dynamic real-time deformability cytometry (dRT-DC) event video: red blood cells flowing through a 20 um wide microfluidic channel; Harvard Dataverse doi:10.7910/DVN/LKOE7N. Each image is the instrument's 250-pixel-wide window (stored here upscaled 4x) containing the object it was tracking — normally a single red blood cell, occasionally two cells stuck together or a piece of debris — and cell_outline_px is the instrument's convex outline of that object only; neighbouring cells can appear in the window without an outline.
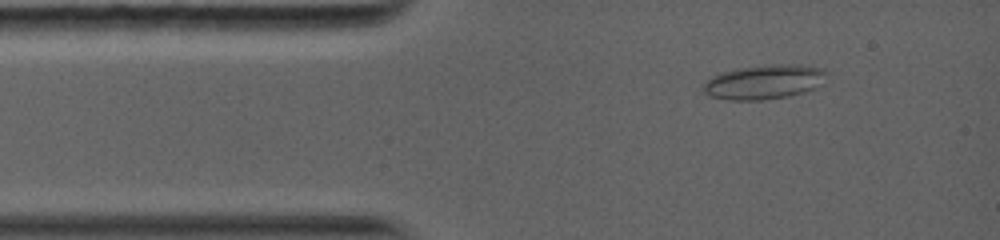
{"species": "common noctule bat (a hibernating species)", "species_latin": "Nyctalus noctula", "temperature_condition": "warm", "stored_images_in_passage": 6, "camera_frame_rate_fps": 5000, "um_per_image_px": 0.085, "animal": {"sex": "female", "body_mass_g": 19.0, "forearm_length_mm": 56.7}, "frame": {"image": 1, "passage_image": 2, "time_ms": 1.0, "image_size_px": [1000, 240], "cell_outline_px": [[828, 72], [816, 88], [788, 96], [760, 100], [728, 100], [708, 96], [704, 92], [704, 84], [712, 76], [724, 72], [740, 68], [772, 64], [796, 64], [820, 68]], "centroid_in_image_um": [64.94, 6.97], "position_along_channel_um": 20.1, "area_um2": 24.39}}
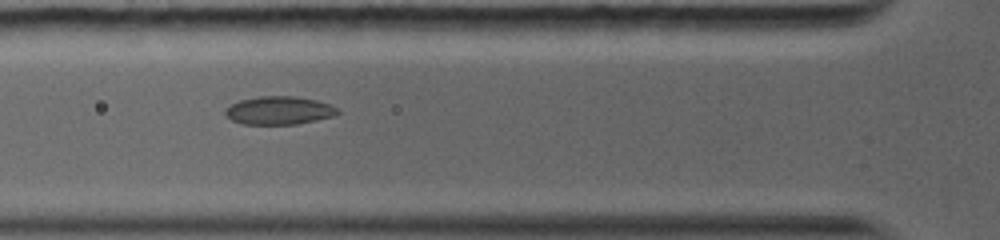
{"frame": {"image": 2, "passage_image": 5, "time_ms": 3.8, "image_size_px": [1000, 240], "cell_outline_px": [[340, 112], [332, 116], [316, 120], [296, 124], [244, 124], [232, 120], [224, 116], [224, 108], [240, 100], [260, 96], [296, 96], [316, 100], [328, 104], [336, 108]], "centroid_in_image_um": [23.67, 9.38], "position_along_channel_um": 102.1, "area_um2": 18.38}}
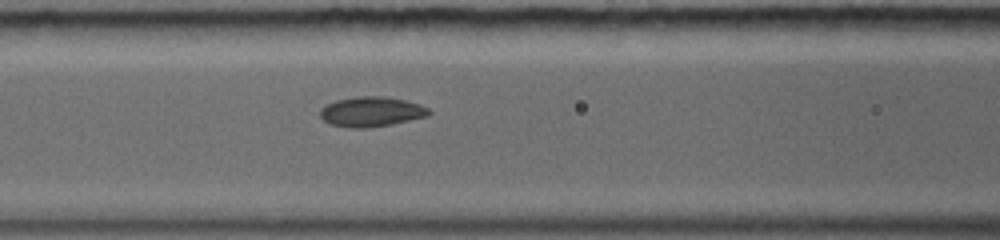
{"frame": {"image": 3, "passage_image": 6, "time_ms": 4.6, "image_size_px": [1000, 240], "cell_outline_px": [[432, 112], [428, 116], [392, 124], [368, 128], [348, 128], [328, 124], [320, 116], [320, 108], [336, 100], [356, 96], [384, 96], [404, 100], [420, 104], [428, 108]], "centroid_in_image_um": [31.55, 9.5], "position_along_channel_um": 135.0, "area_um2": 19.13}}